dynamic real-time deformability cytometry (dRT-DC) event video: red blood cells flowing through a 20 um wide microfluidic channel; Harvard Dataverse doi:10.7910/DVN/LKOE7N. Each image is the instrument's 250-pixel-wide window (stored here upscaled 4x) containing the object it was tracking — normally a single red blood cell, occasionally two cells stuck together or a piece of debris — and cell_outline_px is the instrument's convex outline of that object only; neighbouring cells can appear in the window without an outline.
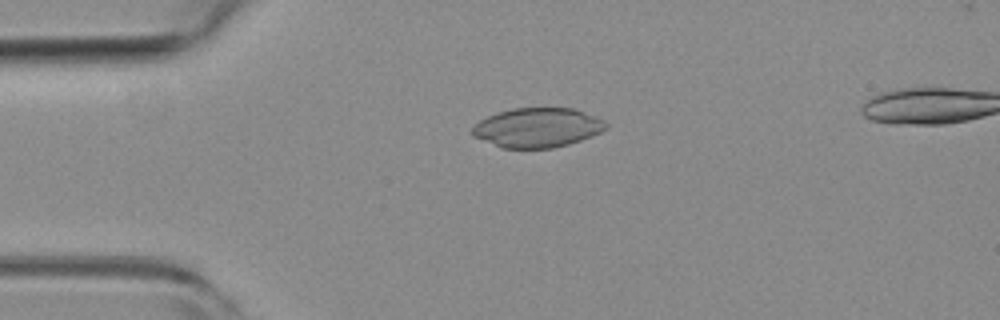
{"species": "common noctule bat (a hibernating species)", "species_latin": "Nyctalus noctula", "temperature_condition": "room temperature", "stored_images_in_passage": 39, "camera_frame_rate_fps": 3000, "um_per_image_px": 0.085, "animal": {"sex": "female", "body_mass_g": 19.3, "forearm_length_mm": 54.1}, "frame": {"image": 1, "passage_image": 3, "time_ms": 0.667, "image_size_px": [1000, 320], "cell_outline_px": [[608, 128], [592, 136], [568, 144], [552, 148], [500, 148], [472, 136], [472, 124], [496, 112], [512, 108], [576, 108], [596, 116], [604, 120], [608, 124]], "centroid_in_image_um": [45.67, 10.84], "position_along_channel_um": 39.3, "area_um2": 31.1}}
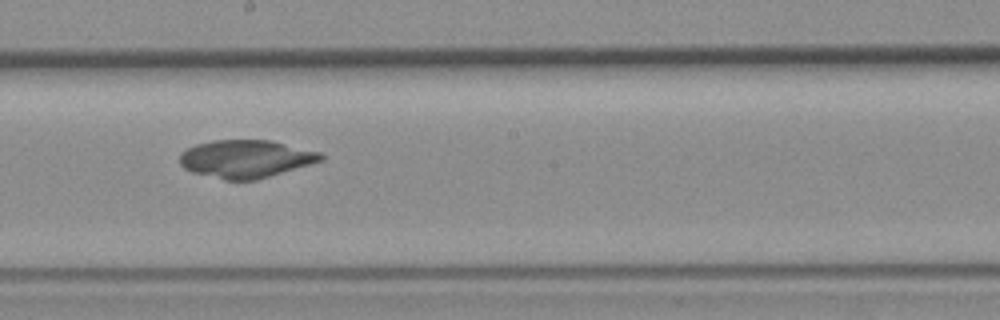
{"frame": {"image": 2, "passage_image": 20, "time_ms": 6.333, "image_size_px": [1000, 320], "cell_outline_px": [[324, 160], [256, 180], [224, 180], [192, 172], [184, 168], [180, 164], [180, 152], [196, 144], [212, 140], [272, 140], [320, 152], [324, 156]], "centroid_in_image_um": [20.89, 13.5], "position_along_channel_um": 227.3, "area_um2": 31.15}}
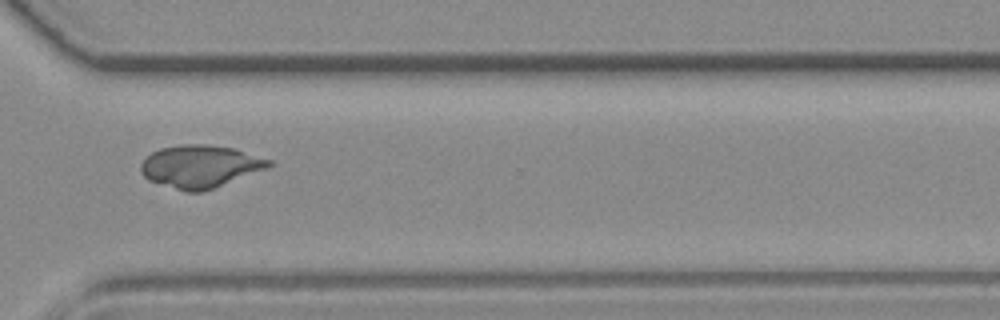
{"frame": {"image": 3, "passage_image": 30, "time_ms": 9.667, "image_size_px": [1000, 320], "cell_outline_px": [[272, 164], [268, 168], [212, 188], [200, 192], [184, 192], [148, 180], [140, 172], [140, 164], [152, 152], [160, 148], [180, 144], [208, 144], [232, 148], [272, 160]], "centroid_in_image_um": [16.98, 14.14], "position_along_channel_um": 353.6, "area_um2": 31.62}}